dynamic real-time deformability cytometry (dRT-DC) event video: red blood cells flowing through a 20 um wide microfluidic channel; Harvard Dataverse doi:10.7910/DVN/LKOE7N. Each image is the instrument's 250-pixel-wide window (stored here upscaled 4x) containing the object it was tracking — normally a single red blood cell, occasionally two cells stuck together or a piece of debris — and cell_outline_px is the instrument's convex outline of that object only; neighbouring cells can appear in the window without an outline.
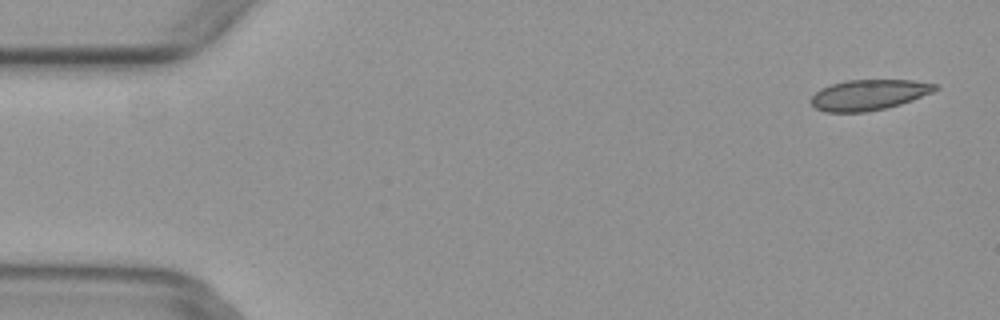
{"species": "common noctule bat (a hibernating species)", "species_latin": "Nyctalus noctula", "temperature_condition": "warm", "stored_images_in_passage": 4, "camera_frame_rate_fps": 3000, "um_per_image_px": 0.085, "animal": {"sex": "female", "body_mass_g": 29.2, "forearm_length_mm": 56.3}, "frame": {"image": 1, "passage_image": 1, "time_ms": 0.0, "image_size_px": [1000, 320], "cell_outline_px": [[940, 88], [932, 92], [912, 100], [900, 104], [884, 108], [864, 112], [824, 112], [816, 108], [808, 100], [820, 88], [832, 84], [848, 80], [912, 80], [936, 84]], "centroid_in_image_um": [73.82, 8.06], "position_along_channel_um": 11.2, "area_um2": 22.02}}